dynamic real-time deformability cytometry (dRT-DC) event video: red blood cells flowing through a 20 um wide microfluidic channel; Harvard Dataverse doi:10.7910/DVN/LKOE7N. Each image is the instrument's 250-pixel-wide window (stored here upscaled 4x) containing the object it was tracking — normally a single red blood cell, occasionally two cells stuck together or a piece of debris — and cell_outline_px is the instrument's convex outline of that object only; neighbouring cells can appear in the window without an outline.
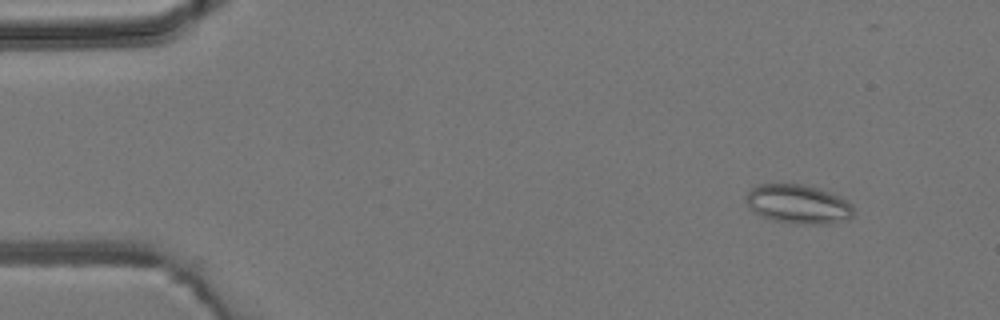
{"species": "common noctule bat (a hibernating species)", "species_latin": "Nyctalus noctula", "temperature_condition": "room temperature", "stored_images_in_passage": 6, "camera_frame_rate_fps": 3000, "um_per_image_px": 0.085, "animal": {"sex": "male", "body_mass_g": 19.2, "forearm_length_mm": 51.8}, "frame": {"image": 1, "passage_image": 2, "time_ms": 1.333, "image_size_px": [1000, 320], "cell_outline_px": [[852, 216], [848, 220], [832, 224], [792, 224], [772, 220], [760, 216], [752, 212], [748, 204], [748, 192], [756, 184], [800, 184], [816, 188], [840, 196], [852, 204]], "centroid_in_image_um": [67.85, 17.38], "position_along_channel_um": 17.1, "area_um2": 24.57}}
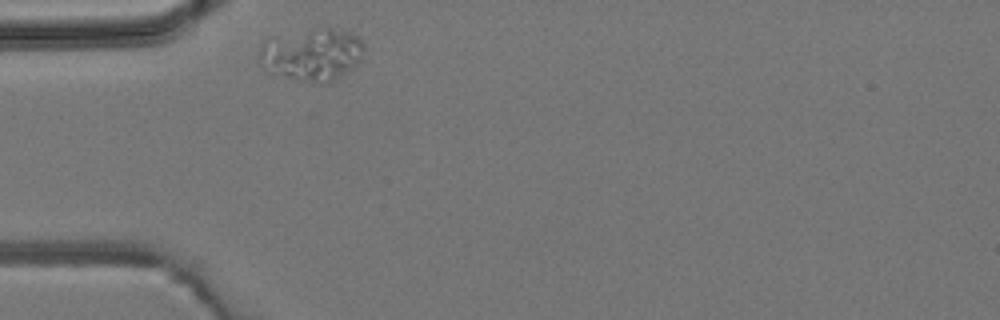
{"frame": {"image": 2, "passage_image": 6, "time_ms": 6.667, "image_size_px": [1000, 320], "cell_outline_px": [[364, 48], [360, 60], [352, 68], [332, 80], [324, 84], [320, 84], [264, 72], [256, 56], [260, 48], [264, 44], [312, 28], [332, 28], [356, 32], [364, 40]], "centroid_in_image_um": [26.57, 4.65], "position_along_channel_um": 58.4, "area_um2": 31.73}}